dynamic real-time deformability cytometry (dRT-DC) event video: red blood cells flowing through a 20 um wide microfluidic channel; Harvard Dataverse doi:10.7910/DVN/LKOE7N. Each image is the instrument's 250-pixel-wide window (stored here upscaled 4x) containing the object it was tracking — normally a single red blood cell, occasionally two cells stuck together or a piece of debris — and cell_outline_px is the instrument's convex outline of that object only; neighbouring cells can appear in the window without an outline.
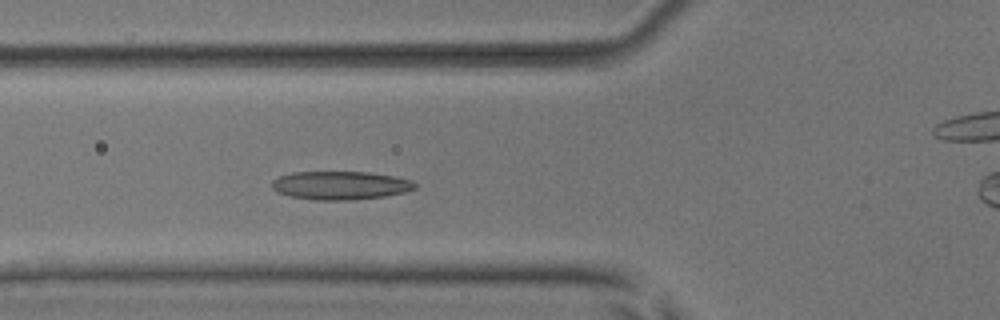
{"species": "common noctule bat (a hibernating species)", "species_latin": "Nyctalus noctula", "temperature_condition": "room temperature", "stored_images_in_passage": 6, "camera_frame_rate_fps": 3000, "um_per_image_px": 0.085, "animal": {"sex": "male", "body_mass_g": 17.9, "forearm_length_mm": 54.2}, "frame": {"image": 1, "passage_image": 5, "time_ms": 5.333, "image_size_px": [1000, 320], "cell_outline_px": [[416, 188], [404, 192], [384, 196], [348, 200], [320, 200], [288, 196], [276, 192], [272, 188], [272, 180], [280, 176], [292, 172], [368, 172], [396, 176], [412, 180], [416, 184]], "centroid_in_image_um": [28.92, 15.75], "position_along_channel_um": 96.9, "area_um2": 23.7}}